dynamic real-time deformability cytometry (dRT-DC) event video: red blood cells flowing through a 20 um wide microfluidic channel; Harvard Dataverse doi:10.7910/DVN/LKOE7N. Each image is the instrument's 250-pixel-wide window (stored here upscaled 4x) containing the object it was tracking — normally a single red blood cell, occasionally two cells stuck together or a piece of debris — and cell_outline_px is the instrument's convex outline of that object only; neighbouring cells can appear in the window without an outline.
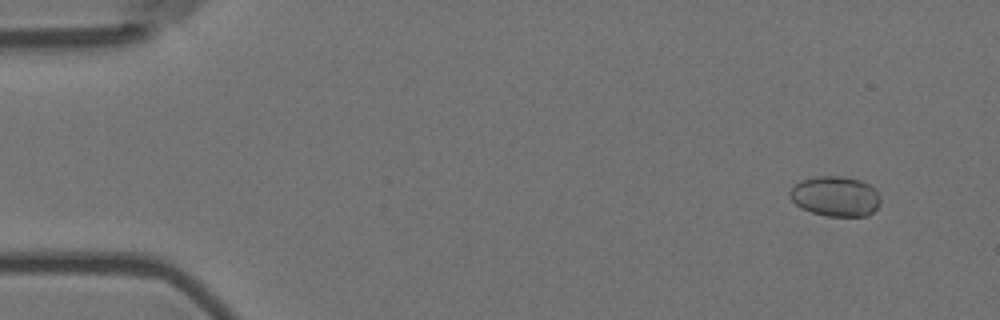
{"species": "Egyptian fruit bat (a non-hibernating species)", "species_latin": "Rousettus aegyptiacus", "temperature_condition": "room temperature", "stored_images_in_passage": 6, "camera_frame_rate_fps": 3000, "um_per_image_px": 0.085, "animal": {"sex": "female"}, "frame": {"image": 1, "passage_image": 1, "time_ms": 0.0, "image_size_px": [1000, 320], "cell_outline_px": [[880, 204], [868, 216], [828, 216], [812, 212], [800, 208], [788, 196], [788, 192], [800, 180], [816, 176], [844, 176], [860, 180], [868, 184], [880, 196]], "centroid_in_image_um": [70.99, 16.68], "position_along_channel_um": 14.0, "area_um2": 21.21}}
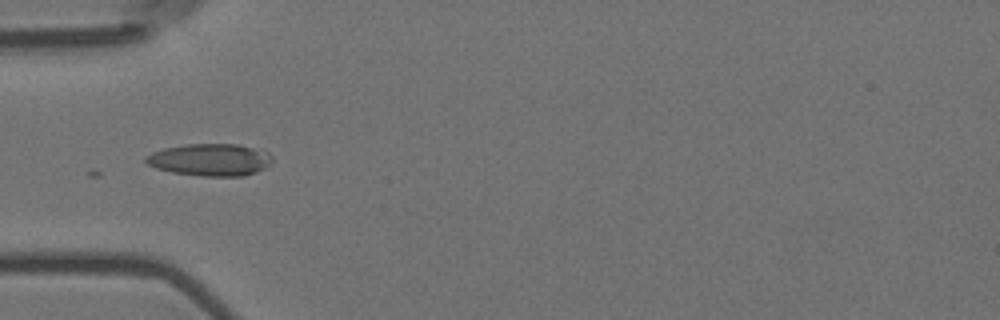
{"frame": {"image": 2, "passage_image": 5, "time_ms": 1.333, "image_size_px": [1000, 320], "cell_outline_px": [[272, 160], [264, 168], [256, 172], [244, 176], [200, 176], [172, 172], [156, 168], [148, 164], [144, 160], [144, 156], [152, 152], [164, 148], [188, 144], [236, 144], [264, 148], [272, 156]], "centroid_in_image_um": [17.89, 13.57], "position_along_channel_um": 67.1, "area_um2": 23.99}}